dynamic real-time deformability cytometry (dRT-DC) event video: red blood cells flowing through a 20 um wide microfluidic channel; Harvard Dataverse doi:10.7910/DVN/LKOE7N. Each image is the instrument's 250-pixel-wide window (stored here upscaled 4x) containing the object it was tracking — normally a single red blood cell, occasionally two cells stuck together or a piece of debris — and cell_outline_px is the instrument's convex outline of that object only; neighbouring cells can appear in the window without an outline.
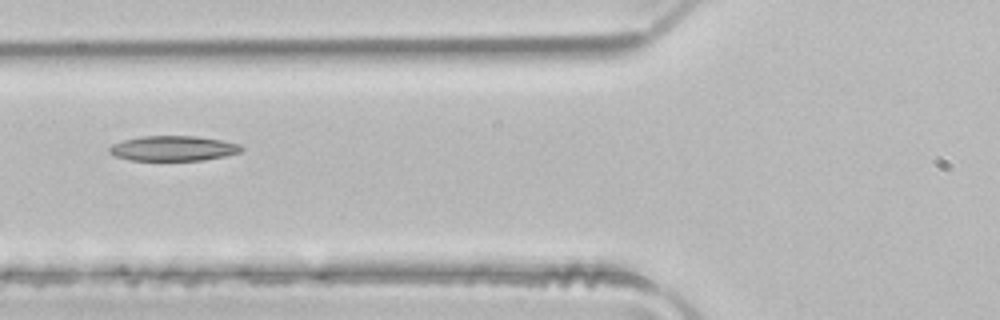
{"species": "common noctule bat (a hibernating species)", "species_latin": "Nyctalus noctula", "temperature_condition": "room temperature", "stored_images_in_passage": 2, "camera_frame_rate_fps": 3000, "um_per_image_px": 0.085, "animal": {"sex": "male", "body_mass_g": 21.5, "forearm_length_mm": 52.0}, "frame": {"image": 1, "passage_image": 2, "time_ms": 0.333, "image_size_px": [1000, 320], "cell_outline_px": [[244, 148], [240, 152], [224, 156], [204, 160], [132, 160], [116, 156], [108, 152], [108, 148], [112, 144], [124, 140], [140, 136], [196, 136], [224, 140], [240, 144]], "centroid_in_image_um": [14.74, 12.6], "position_along_channel_um": 111.1, "area_um2": 19.31}}